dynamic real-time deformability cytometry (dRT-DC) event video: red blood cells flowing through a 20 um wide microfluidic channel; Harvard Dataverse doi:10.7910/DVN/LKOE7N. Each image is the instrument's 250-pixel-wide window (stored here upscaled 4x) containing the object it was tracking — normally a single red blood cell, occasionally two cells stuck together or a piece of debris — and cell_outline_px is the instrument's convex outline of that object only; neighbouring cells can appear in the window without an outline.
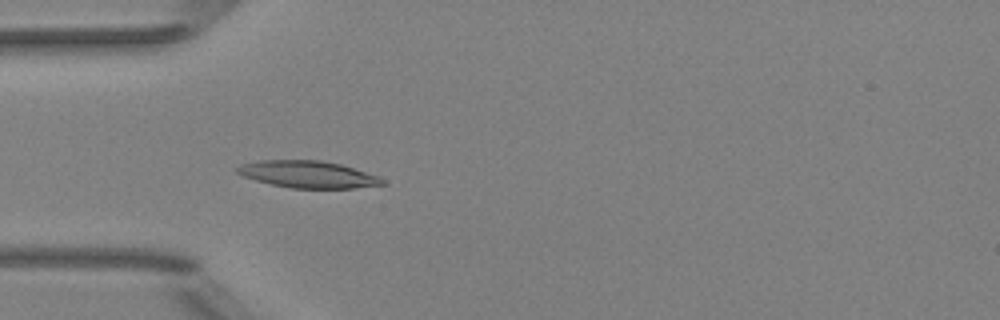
{"species": "Egyptian fruit bat (a non-hibernating species)", "species_latin": "Rousettus aegyptiacus", "temperature_condition": "room temperature", "stored_images_in_passage": 5, "camera_frame_rate_fps": 3000, "um_per_image_px": 0.085, "animal": {"sex": "female"}, "frame": {"image": 1, "passage_image": 5, "time_ms": 4.667, "image_size_px": [1000, 320], "cell_outline_px": [[388, 184], [356, 188], [292, 188], [272, 184], [256, 180], [244, 176], [236, 172], [236, 168], [240, 164], [260, 160], [320, 160], [340, 164], [380, 176]], "centroid_in_image_um": [26.21, 14.82], "position_along_channel_um": 58.8, "area_um2": 22.83}}